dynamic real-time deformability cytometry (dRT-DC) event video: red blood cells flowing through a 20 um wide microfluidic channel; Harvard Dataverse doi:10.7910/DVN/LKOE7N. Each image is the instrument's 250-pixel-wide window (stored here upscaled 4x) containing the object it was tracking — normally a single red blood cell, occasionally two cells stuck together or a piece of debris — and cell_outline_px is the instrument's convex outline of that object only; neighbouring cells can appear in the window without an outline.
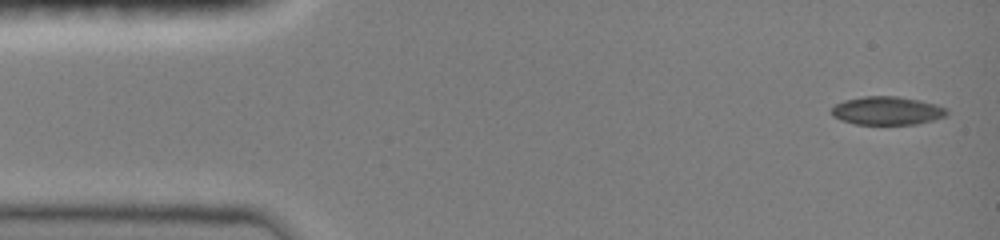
{"species": "common noctule bat (a hibernating species)", "species_latin": "Nyctalus noctula", "temperature_condition": "room temperature", "stored_images_in_passage": 35, "camera_frame_rate_fps": 3000, "um_per_image_px": 0.085, "animal": {"sex": "female", "body_mass_g": 19.0, "forearm_length_mm": 51.5}, "frame": {"image": 1, "passage_image": 1, "time_ms": 0.0, "image_size_px": [1000, 240], "cell_outline_px": [[948, 112], [944, 116], [932, 120], [916, 124], [856, 124], [840, 120], [832, 116], [828, 112], [836, 104], [844, 100], [864, 96], [896, 96], [920, 100], [936, 104], [948, 108]], "centroid_in_image_um": [75.37, 9.4], "position_along_channel_um": 9.6, "area_um2": 19.13}}
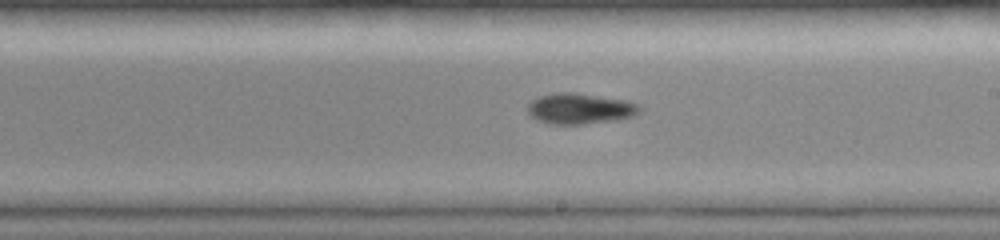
{"frame": {"image": 2, "passage_image": 15, "time_ms": 8.333, "image_size_px": [1000, 240], "cell_outline_px": [[640, 112], [632, 116], [616, 120], [584, 124], [548, 124], [536, 120], [528, 112], [528, 104], [532, 100], [540, 96], [556, 92], [576, 92], [624, 100], [640, 104]], "centroid_in_image_um": [49.28, 9.23], "position_along_channel_um": 239.7, "area_um2": 20.11}}
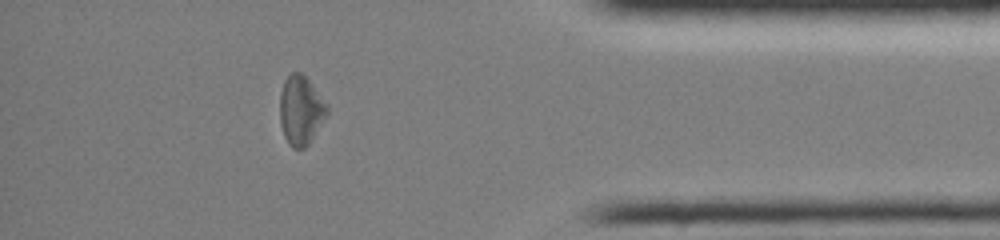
{"frame": {"image": 3, "passage_image": 29, "time_ms": 13.0, "image_size_px": [1000, 240], "cell_outline_px": [[328, 116], [308, 144], [304, 148], [292, 148], [288, 144], [284, 136], [280, 124], [280, 92], [284, 80], [292, 72], [300, 72], [312, 84], [328, 104]], "centroid_in_image_um": [25.58, 9.38], "position_along_channel_um": 409.6, "area_um2": 19.19}, "authors_computed_cell_mechanics": {"area_um2": 19.074, "velocity_mm_per_s": 4.0647, "shape_relaxation_time_tau1_ms": 3.3797, "shape_relaxation_time_tau2_ms": null, "deformation_change_tau1": 0.1208, "deformation_change_tau2": null}}